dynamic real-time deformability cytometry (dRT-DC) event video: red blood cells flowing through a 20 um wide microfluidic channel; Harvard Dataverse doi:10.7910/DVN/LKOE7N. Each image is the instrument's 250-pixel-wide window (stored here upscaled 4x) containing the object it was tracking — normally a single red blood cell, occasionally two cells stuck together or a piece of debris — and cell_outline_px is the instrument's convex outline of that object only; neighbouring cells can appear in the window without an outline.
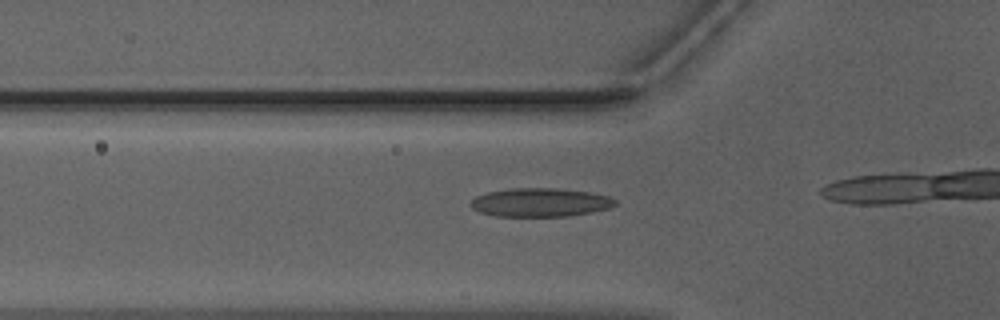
{"species": "Egyptian fruit bat (a non-hibernating species)", "species_latin": "Rousettus aegyptiacus", "temperature_condition": "warm", "stored_images_in_passage": 15, "camera_frame_rate_fps": 3000, "um_per_image_px": 0.085, "animal": {"sex": "male"}, "frame": {"image": 1, "passage_image": 11, "time_ms": 3.333, "image_size_px": [1000, 320], "cell_outline_px": [[616, 204], [608, 208], [592, 212], [568, 216], [496, 216], [480, 212], [472, 208], [468, 204], [476, 196], [488, 192], [512, 188], [560, 188], [588, 192], [608, 196], [616, 200]], "centroid_in_image_um": [45.9, 17.2], "position_along_channel_um": 79.9, "area_um2": 24.04}}